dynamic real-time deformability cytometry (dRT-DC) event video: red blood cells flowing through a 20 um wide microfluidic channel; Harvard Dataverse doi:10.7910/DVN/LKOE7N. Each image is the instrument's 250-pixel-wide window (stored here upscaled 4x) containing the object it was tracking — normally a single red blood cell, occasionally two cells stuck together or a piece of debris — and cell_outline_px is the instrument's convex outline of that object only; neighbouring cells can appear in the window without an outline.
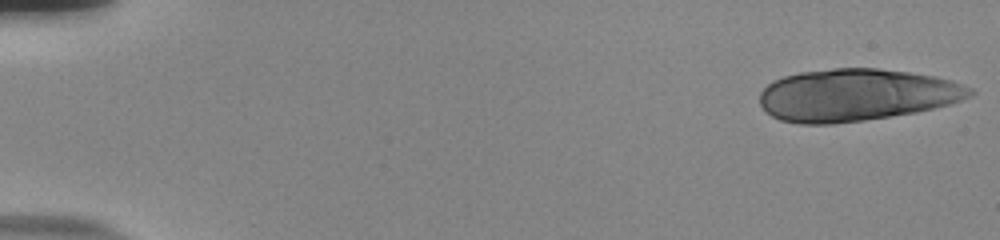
{"species": "human", "species_latin": "Homo sapiens", "temperature_condition": "room temperature", "stored_images_in_passage": 20, "camera_frame_rate_fps": 3000, "um_per_image_px": 0.085, "donor": {"sex": "male"}, "frame": {"image": 1, "passage_image": 1, "time_ms": 0.0, "image_size_px": [1000, 240], "cell_outline_px": [[976, 92], [972, 96], [952, 104], [916, 112], [864, 120], [832, 124], [800, 124], [780, 120], [764, 112], [760, 104], [760, 92], [772, 80], [784, 76], [800, 72], [832, 68], [876, 68], [908, 72], [936, 76], [952, 80], [972, 88]], "centroid_in_image_um": [72.79, 8.07], "position_along_channel_um": 12.2, "area_um2": 64.39}}